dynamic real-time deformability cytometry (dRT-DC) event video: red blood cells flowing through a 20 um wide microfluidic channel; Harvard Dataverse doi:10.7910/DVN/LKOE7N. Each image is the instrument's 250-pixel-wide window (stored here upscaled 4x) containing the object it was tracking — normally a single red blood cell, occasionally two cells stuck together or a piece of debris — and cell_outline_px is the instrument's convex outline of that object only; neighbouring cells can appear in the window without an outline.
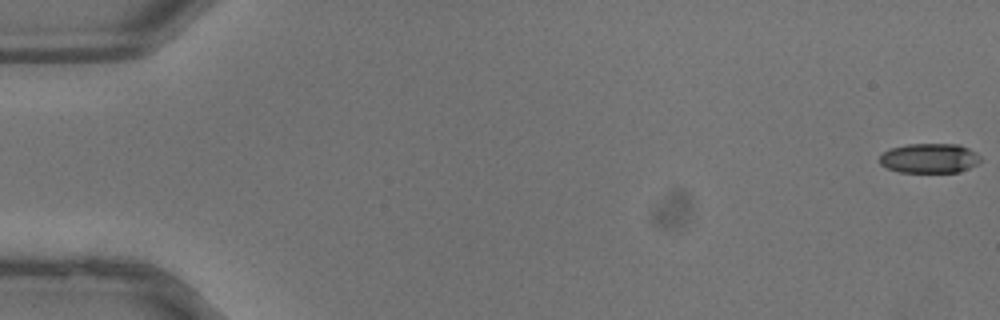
{"species": "common noctule bat (a hibernating species)", "species_latin": "Nyctalus noctula", "temperature_condition": "warm", "stored_images_in_passage": 10, "camera_frame_rate_fps": 3000, "um_per_image_px": 0.085, "animal": {"sex": "male", "body_mass_g": 13.3}, "frame": {"image": 1, "passage_image": 1, "time_ms": 0.0, "image_size_px": [1000, 320], "cell_outline_px": [[980, 160], [976, 164], [960, 172], [900, 172], [888, 168], [880, 164], [880, 156], [884, 152], [892, 148], [908, 144], [956, 144], [968, 148], [976, 152], [980, 156]], "centroid_in_image_um": [79.01, 13.45], "position_along_channel_um": 6.0, "area_um2": 17.28}}